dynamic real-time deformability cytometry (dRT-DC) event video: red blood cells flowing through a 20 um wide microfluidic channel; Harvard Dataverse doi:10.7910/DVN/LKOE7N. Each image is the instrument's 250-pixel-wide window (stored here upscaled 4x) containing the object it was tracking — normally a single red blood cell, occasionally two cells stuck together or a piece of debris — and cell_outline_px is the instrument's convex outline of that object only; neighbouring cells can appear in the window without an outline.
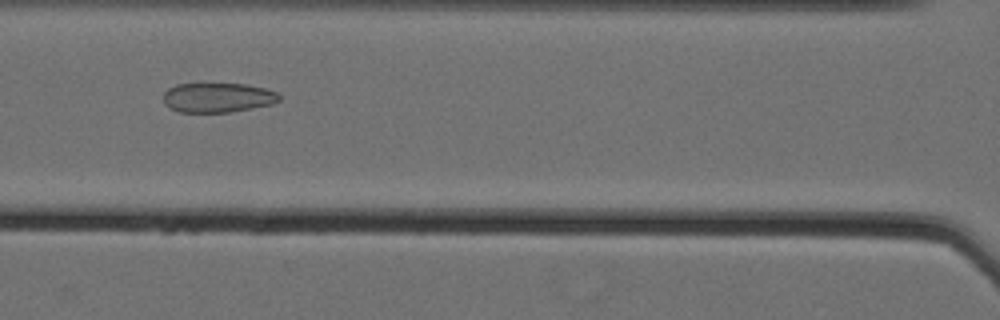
{"species": "Egyptian fruit bat (a non-hibernating species)", "species_latin": "Rousettus aegyptiacus", "temperature_condition": "cold", "stored_images_in_passage": 44, "camera_frame_rate_fps": 3000, "um_per_image_px": 0.085, "animal": {"sex": "female"}, "frame": {"image": 1, "passage_image": 15, "time_ms": 4.667, "image_size_px": [1000, 320], "cell_outline_px": [[280, 100], [272, 104], [228, 112], [180, 112], [168, 108], [164, 104], [164, 92], [168, 88], [176, 84], [248, 84], [264, 88], [276, 92], [280, 96]], "centroid_in_image_um": [18.48, 8.29], "position_along_channel_um": 148.1, "area_um2": 19.94}}
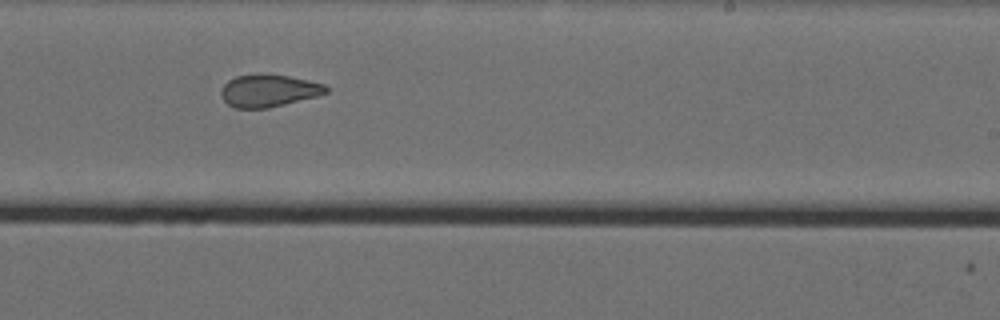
{"frame": {"image": 2, "passage_image": 25, "time_ms": 8.0, "image_size_px": [1000, 320], "cell_outline_px": [[328, 92], [316, 96], [268, 108], [236, 108], [228, 104], [220, 96], [220, 92], [224, 84], [228, 80], [236, 76], [288, 76], [308, 80], [324, 84], [328, 88]], "centroid_in_image_um": [22.82, 7.73], "position_along_channel_um": 266.2, "area_um2": 19.19}}
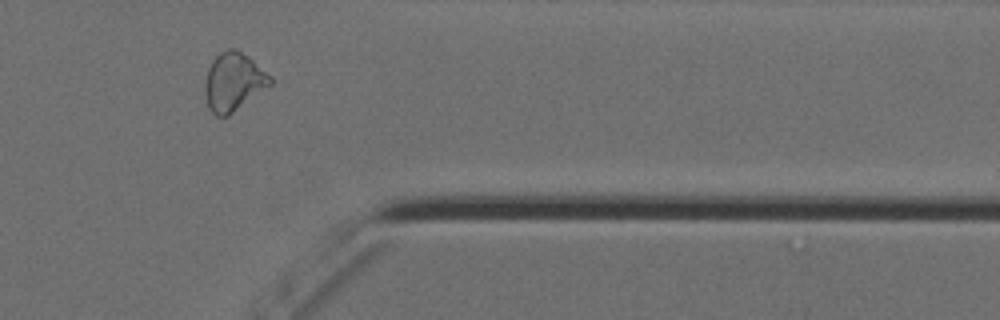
{"frame": {"image": 3, "passage_image": 36, "time_ms": 11.667, "image_size_px": [1000, 320], "cell_outline_px": [[272, 84], [228, 116], [216, 116], [208, 108], [204, 92], [204, 80], [208, 68], [212, 60], [220, 52], [228, 48], [236, 48], [248, 56], [272, 76]], "centroid_in_image_um": [19.83, 6.94], "position_along_channel_um": 391.6, "area_um2": 22.37}, "authors_computed_cell_mechanics": {"area_um2": 21.4149, "velocity_mm_per_s": 3.5554, "shape_relaxation_time_tau1_ms": null, "shape_relaxation_time_tau2_ms": 1.9664, "deformation_change_tau1": null, "deformation_change_tau2": 0.0892}}